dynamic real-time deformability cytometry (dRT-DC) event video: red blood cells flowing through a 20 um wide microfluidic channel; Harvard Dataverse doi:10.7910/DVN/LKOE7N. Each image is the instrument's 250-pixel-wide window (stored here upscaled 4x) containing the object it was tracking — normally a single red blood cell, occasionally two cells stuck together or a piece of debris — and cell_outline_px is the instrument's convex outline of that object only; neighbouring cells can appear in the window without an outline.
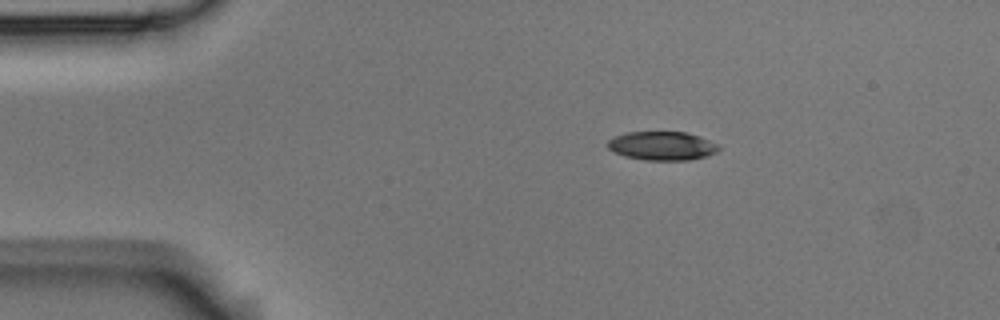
{"species": "Egyptian fruit bat (a non-hibernating species)", "species_latin": "Rousettus aegyptiacus", "temperature_condition": "room temperature", "stored_images_in_passage": 3, "camera_frame_rate_fps": 3000, "um_per_image_px": 0.085, "animal": {"sex": "male"}, "frame": {"image": 1, "passage_image": 1, "time_ms": 0.0, "image_size_px": [1000, 320], "cell_outline_px": [[720, 148], [716, 152], [704, 156], [688, 160], [644, 160], [624, 156], [612, 152], [608, 148], [608, 140], [616, 136], [628, 132], [684, 132], [700, 136], [720, 144]], "centroid_in_image_um": [56.28, 12.4], "position_along_channel_um": 28.7, "area_um2": 18.61}}
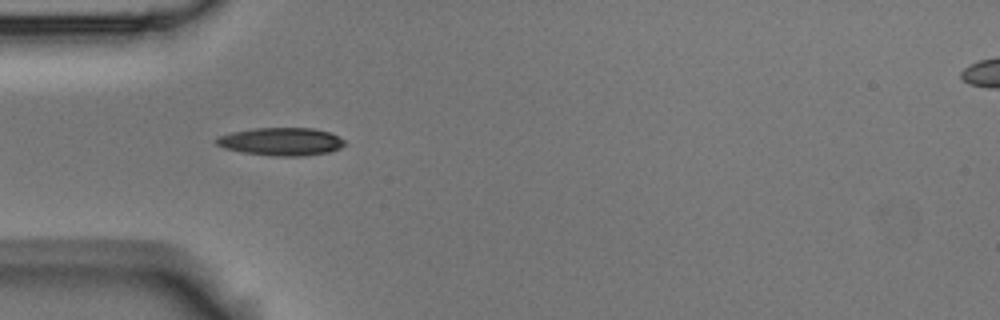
{"frame": {"image": 2, "passage_image": 3, "time_ms": 0.667, "image_size_px": [1000, 320], "cell_outline_px": [[348, 144], [340, 148], [328, 152], [304, 156], [276, 156], [244, 152], [224, 148], [216, 144], [212, 140], [216, 136], [232, 132], [252, 128], [312, 128], [328, 132], [344, 140]], "centroid_in_image_um": [23.86, 12.03], "position_along_channel_um": 61.1, "area_um2": 20.92}}